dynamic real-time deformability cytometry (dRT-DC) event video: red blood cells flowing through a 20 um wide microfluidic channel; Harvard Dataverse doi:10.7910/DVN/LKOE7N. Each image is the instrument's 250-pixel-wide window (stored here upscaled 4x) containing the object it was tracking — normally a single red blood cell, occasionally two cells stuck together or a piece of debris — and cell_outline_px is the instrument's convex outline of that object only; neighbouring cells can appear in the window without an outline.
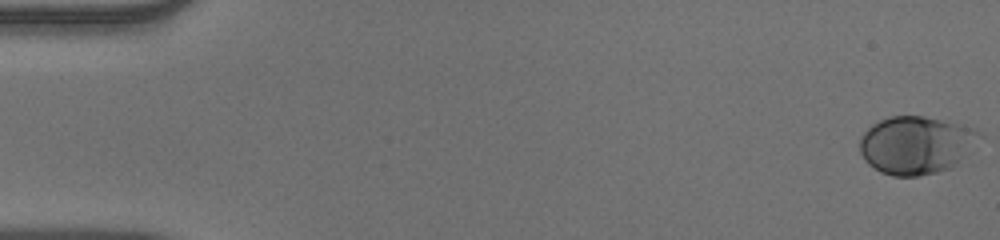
{"species": "human", "species_latin": "Homo sapiens", "temperature_condition": "warm", "stored_images_in_passage": 53, "camera_frame_rate_fps": 3000, "um_per_image_px": 0.085, "donor": {"sex": "male"}, "frame": {"image": 1, "passage_image": 1, "time_ms": 0.0, "image_size_px": [1000, 240], "cell_outline_px": [[984, 136], [952, 168], [936, 172], [916, 176], [892, 176], [880, 172], [868, 164], [864, 160], [860, 152], [860, 136], [872, 124], [888, 116], [924, 116], [976, 128], [984, 132]], "centroid_in_image_um": [77.88, 12.32], "position_along_channel_um": 7.1, "area_um2": 40.63}}
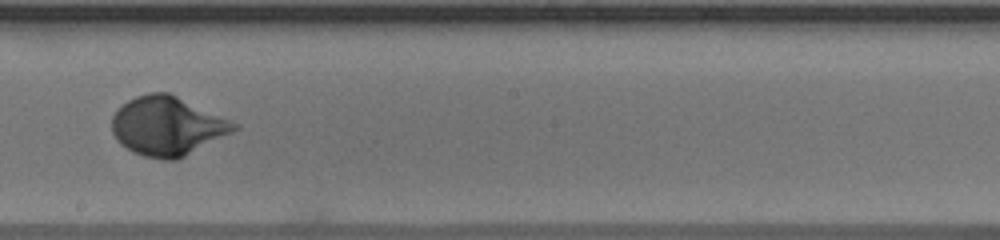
{"frame": {"image": 2, "passage_image": 31, "time_ms": 10.0, "image_size_px": [1000, 240], "cell_outline_px": [[240, 128], [176, 160], [164, 160], [144, 156], [132, 152], [120, 144], [116, 140], [112, 132], [112, 116], [128, 100], [136, 96], [148, 92], [168, 92], [240, 124]], "centroid_in_image_um": [14.21, 10.71], "position_along_channel_um": 234.0, "area_um2": 41.73}}
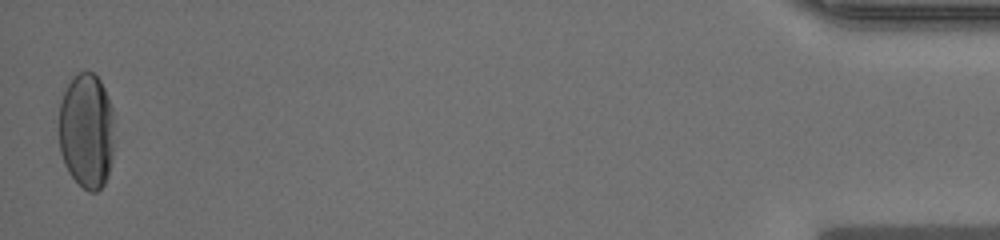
{"frame": {"image": 3, "passage_image": 53, "time_ms": 17.333, "image_size_px": [1000, 240], "cell_outline_px": [[112, 160], [108, 176], [104, 184], [96, 192], [88, 192], [68, 172], [64, 164], [60, 152], [56, 128], [60, 100], [72, 76], [76, 72], [92, 72], [100, 80], [104, 88], [112, 108]], "centroid_in_image_um": [7.3, 11.12], "position_along_channel_um": 427.9, "area_um2": 37.92}, "authors_computed_cell_mechanics": {"area_um2": 38.2636, "velocity_mm_per_s": 3.8695, "shape_relaxation_time_tau1_ms": 2.867, "shape_relaxation_time_tau2_ms": null, "deformation_change_tau1": 0.1742, "deformation_change_tau2": null}}